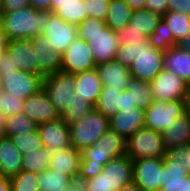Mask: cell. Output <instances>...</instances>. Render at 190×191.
Masks as SVG:
<instances>
[{"mask_svg":"<svg viewBox=\"0 0 190 191\" xmlns=\"http://www.w3.org/2000/svg\"><path fill=\"white\" fill-rule=\"evenodd\" d=\"M115 60L127 66L132 77L147 82L163 70V51L152 47L148 38L142 43L120 45Z\"/></svg>","mask_w":190,"mask_h":191,"instance_id":"obj_1","label":"cell"},{"mask_svg":"<svg viewBox=\"0 0 190 191\" xmlns=\"http://www.w3.org/2000/svg\"><path fill=\"white\" fill-rule=\"evenodd\" d=\"M126 154V139L110 128L92 146L81 151L80 172L82 182L95 177L112 158Z\"/></svg>","mask_w":190,"mask_h":191,"instance_id":"obj_2","label":"cell"},{"mask_svg":"<svg viewBox=\"0 0 190 191\" xmlns=\"http://www.w3.org/2000/svg\"><path fill=\"white\" fill-rule=\"evenodd\" d=\"M77 38L89 43L96 65L114 60L120 43L104 21L87 17L77 25Z\"/></svg>","mask_w":190,"mask_h":191,"instance_id":"obj_3","label":"cell"},{"mask_svg":"<svg viewBox=\"0 0 190 191\" xmlns=\"http://www.w3.org/2000/svg\"><path fill=\"white\" fill-rule=\"evenodd\" d=\"M50 11L25 8L1 14V22L6 40L32 39L43 34L50 23Z\"/></svg>","mask_w":190,"mask_h":191,"instance_id":"obj_4","label":"cell"},{"mask_svg":"<svg viewBox=\"0 0 190 191\" xmlns=\"http://www.w3.org/2000/svg\"><path fill=\"white\" fill-rule=\"evenodd\" d=\"M133 182V164L126 154L112 158L93 178L82 181L84 191H119Z\"/></svg>","mask_w":190,"mask_h":191,"instance_id":"obj_5","label":"cell"},{"mask_svg":"<svg viewBox=\"0 0 190 191\" xmlns=\"http://www.w3.org/2000/svg\"><path fill=\"white\" fill-rule=\"evenodd\" d=\"M109 128V118L94 108L70 125L71 146L82 151L94 145Z\"/></svg>","mask_w":190,"mask_h":191,"instance_id":"obj_6","label":"cell"},{"mask_svg":"<svg viewBox=\"0 0 190 191\" xmlns=\"http://www.w3.org/2000/svg\"><path fill=\"white\" fill-rule=\"evenodd\" d=\"M126 155L132 161L146 157L164 158L163 135L146 127L140 128L126 140Z\"/></svg>","mask_w":190,"mask_h":191,"instance_id":"obj_7","label":"cell"},{"mask_svg":"<svg viewBox=\"0 0 190 191\" xmlns=\"http://www.w3.org/2000/svg\"><path fill=\"white\" fill-rule=\"evenodd\" d=\"M76 80L74 74L60 70L43 78L42 88L61 116L75 94Z\"/></svg>","mask_w":190,"mask_h":191,"instance_id":"obj_8","label":"cell"},{"mask_svg":"<svg viewBox=\"0 0 190 191\" xmlns=\"http://www.w3.org/2000/svg\"><path fill=\"white\" fill-rule=\"evenodd\" d=\"M185 112L183 101H159L154 102L145 110L144 127L163 133L173 125L176 118Z\"/></svg>","mask_w":190,"mask_h":191,"instance_id":"obj_9","label":"cell"},{"mask_svg":"<svg viewBox=\"0 0 190 191\" xmlns=\"http://www.w3.org/2000/svg\"><path fill=\"white\" fill-rule=\"evenodd\" d=\"M37 130L42 144L46 147L50 157L61 153L64 148L71 146L70 125L61 117L54 121L37 125Z\"/></svg>","mask_w":190,"mask_h":191,"instance_id":"obj_10","label":"cell"},{"mask_svg":"<svg viewBox=\"0 0 190 191\" xmlns=\"http://www.w3.org/2000/svg\"><path fill=\"white\" fill-rule=\"evenodd\" d=\"M3 91L26 100L42 88L43 78L22 70L0 72Z\"/></svg>","mask_w":190,"mask_h":191,"instance_id":"obj_11","label":"cell"},{"mask_svg":"<svg viewBox=\"0 0 190 191\" xmlns=\"http://www.w3.org/2000/svg\"><path fill=\"white\" fill-rule=\"evenodd\" d=\"M133 182L142 191L161 190V170L164 158L146 157L132 161Z\"/></svg>","mask_w":190,"mask_h":191,"instance_id":"obj_12","label":"cell"},{"mask_svg":"<svg viewBox=\"0 0 190 191\" xmlns=\"http://www.w3.org/2000/svg\"><path fill=\"white\" fill-rule=\"evenodd\" d=\"M154 100L183 101L188 84L170 70H163L150 82Z\"/></svg>","mask_w":190,"mask_h":191,"instance_id":"obj_13","label":"cell"},{"mask_svg":"<svg viewBox=\"0 0 190 191\" xmlns=\"http://www.w3.org/2000/svg\"><path fill=\"white\" fill-rule=\"evenodd\" d=\"M61 70L77 74L96 67L89 43L76 38L62 54Z\"/></svg>","mask_w":190,"mask_h":191,"instance_id":"obj_14","label":"cell"},{"mask_svg":"<svg viewBox=\"0 0 190 191\" xmlns=\"http://www.w3.org/2000/svg\"><path fill=\"white\" fill-rule=\"evenodd\" d=\"M33 51L38 58L37 75L42 78L55 74L61 70L62 54L55 51L48 44V39L44 34H40L30 39Z\"/></svg>","mask_w":190,"mask_h":191,"instance_id":"obj_15","label":"cell"},{"mask_svg":"<svg viewBox=\"0 0 190 191\" xmlns=\"http://www.w3.org/2000/svg\"><path fill=\"white\" fill-rule=\"evenodd\" d=\"M43 34L48 39V44L51 48L63 54L68 46L77 38V25L67 23L52 13L50 15V23Z\"/></svg>","mask_w":190,"mask_h":191,"instance_id":"obj_16","label":"cell"},{"mask_svg":"<svg viewBox=\"0 0 190 191\" xmlns=\"http://www.w3.org/2000/svg\"><path fill=\"white\" fill-rule=\"evenodd\" d=\"M23 113L37 125L54 121L61 117L43 88L24 101Z\"/></svg>","mask_w":190,"mask_h":191,"instance_id":"obj_17","label":"cell"},{"mask_svg":"<svg viewBox=\"0 0 190 191\" xmlns=\"http://www.w3.org/2000/svg\"><path fill=\"white\" fill-rule=\"evenodd\" d=\"M160 191H190V174L182 163L164 159Z\"/></svg>","mask_w":190,"mask_h":191,"instance_id":"obj_18","label":"cell"},{"mask_svg":"<svg viewBox=\"0 0 190 191\" xmlns=\"http://www.w3.org/2000/svg\"><path fill=\"white\" fill-rule=\"evenodd\" d=\"M145 111L137 106L120 109L109 118L110 129L117 132L124 139H128L137 130L144 127Z\"/></svg>","mask_w":190,"mask_h":191,"instance_id":"obj_19","label":"cell"},{"mask_svg":"<svg viewBox=\"0 0 190 191\" xmlns=\"http://www.w3.org/2000/svg\"><path fill=\"white\" fill-rule=\"evenodd\" d=\"M6 50L18 70L37 75L38 58L29 39L7 40Z\"/></svg>","mask_w":190,"mask_h":191,"instance_id":"obj_20","label":"cell"},{"mask_svg":"<svg viewBox=\"0 0 190 191\" xmlns=\"http://www.w3.org/2000/svg\"><path fill=\"white\" fill-rule=\"evenodd\" d=\"M95 69L100 77L102 87L114 88L119 91L128 87L132 77L129 68L115 59L100 63L96 65Z\"/></svg>","mask_w":190,"mask_h":191,"instance_id":"obj_21","label":"cell"},{"mask_svg":"<svg viewBox=\"0 0 190 191\" xmlns=\"http://www.w3.org/2000/svg\"><path fill=\"white\" fill-rule=\"evenodd\" d=\"M163 68L170 70L190 84V52L179 45L163 51Z\"/></svg>","mask_w":190,"mask_h":191,"instance_id":"obj_22","label":"cell"},{"mask_svg":"<svg viewBox=\"0 0 190 191\" xmlns=\"http://www.w3.org/2000/svg\"><path fill=\"white\" fill-rule=\"evenodd\" d=\"M22 170V154L10 137L0 138V175L11 178Z\"/></svg>","mask_w":190,"mask_h":191,"instance_id":"obj_23","label":"cell"},{"mask_svg":"<svg viewBox=\"0 0 190 191\" xmlns=\"http://www.w3.org/2000/svg\"><path fill=\"white\" fill-rule=\"evenodd\" d=\"M76 80L75 94L87 99L94 107L102 90V83L97 70L91 69L74 74Z\"/></svg>","mask_w":190,"mask_h":191,"instance_id":"obj_24","label":"cell"},{"mask_svg":"<svg viewBox=\"0 0 190 191\" xmlns=\"http://www.w3.org/2000/svg\"><path fill=\"white\" fill-rule=\"evenodd\" d=\"M80 163L81 151L69 146L64 148L61 153H57L51 157L50 169L65 173L74 181L78 178Z\"/></svg>","mask_w":190,"mask_h":191,"instance_id":"obj_25","label":"cell"},{"mask_svg":"<svg viewBox=\"0 0 190 191\" xmlns=\"http://www.w3.org/2000/svg\"><path fill=\"white\" fill-rule=\"evenodd\" d=\"M162 135L166 149L190 144V115L184 112Z\"/></svg>","mask_w":190,"mask_h":191,"instance_id":"obj_26","label":"cell"},{"mask_svg":"<svg viewBox=\"0 0 190 191\" xmlns=\"http://www.w3.org/2000/svg\"><path fill=\"white\" fill-rule=\"evenodd\" d=\"M85 0H71L67 2H56L51 7V12L62 18L67 23L79 25L87 18L85 12Z\"/></svg>","mask_w":190,"mask_h":191,"instance_id":"obj_27","label":"cell"},{"mask_svg":"<svg viewBox=\"0 0 190 191\" xmlns=\"http://www.w3.org/2000/svg\"><path fill=\"white\" fill-rule=\"evenodd\" d=\"M132 11L124 0H109L105 24L115 32L129 24Z\"/></svg>","mask_w":190,"mask_h":191,"instance_id":"obj_28","label":"cell"},{"mask_svg":"<svg viewBox=\"0 0 190 191\" xmlns=\"http://www.w3.org/2000/svg\"><path fill=\"white\" fill-rule=\"evenodd\" d=\"M162 16L148 9L133 10L129 21V27L142 31L147 37L155 32Z\"/></svg>","mask_w":190,"mask_h":191,"instance_id":"obj_29","label":"cell"},{"mask_svg":"<svg viewBox=\"0 0 190 191\" xmlns=\"http://www.w3.org/2000/svg\"><path fill=\"white\" fill-rule=\"evenodd\" d=\"M122 91L114 88L102 87L95 109L107 118L116 115L121 108Z\"/></svg>","mask_w":190,"mask_h":191,"instance_id":"obj_30","label":"cell"},{"mask_svg":"<svg viewBox=\"0 0 190 191\" xmlns=\"http://www.w3.org/2000/svg\"><path fill=\"white\" fill-rule=\"evenodd\" d=\"M37 182L39 191H64L73 180L65 173L47 169L38 174Z\"/></svg>","mask_w":190,"mask_h":191,"instance_id":"obj_31","label":"cell"},{"mask_svg":"<svg viewBox=\"0 0 190 191\" xmlns=\"http://www.w3.org/2000/svg\"><path fill=\"white\" fill-rule=\"evenodd\" d=\"M173 38L178 43L190 32V16L178 11H168L162 16Z\"/></svg>","mask_w":190,"mask_h":191,"instance_id":"obj_32","label":"cell"},{"mask_svg":"<svg viewBox=\"0 0 190 191\" xmlns=\"http://www.w3.org/2000/svg\"><path fill=\"white\" fill-rule=\"evenodd\" d=\"M126 89L132 91L133 102L144 111L154 102L150 82L131 77Z\"/></svg>","mask_w":190,"mask_h":191,"instance_id":"obj_33","label":"cell"},{"mask_svg":"<svg viewBox=\"0 0 190 191\" xmlns=\"http://www.w3.org/2000/svg\"><path fill=\"white\" fill-rule=\"evenodd\" d=\"M51 157L48 155L46 147L43 146L32 153L22 155V170L40 174L44 170L50 169Z\"/></svg>","mask_w":190,"mask_h":191,"instance_id":"obj_34","label":"cell"},{"mask_svg":"<svg viewBox=\"0 0 190 191\" xmlns=\"http://www.w3.org/2000/svg\"><path fill=\"white\" fill-rule=\"evenodd\" d=\"M94 108L95 107L87 99L74 94V97H72L70 104H68V107L61 115V118L68 125H72Z\"/></svg>","mask_w":190,"mask_h":191,"instance_id":"obj_35","label":"cell"},{"mask_svg":"<svg viewBox=\"0 0 190 191\" xmlns=\"http://www.w3.org/2000/svg\"><path fill=\"white\" fill-rule=\"evenodd\" d=\"M36 129L37 124L24 113L6 117L7 136L26 134Z\"/></svg>","mask_w":190,"mask_h":191,"instance_id":"obj_36","label":"cell"},{"mask_svg":"<svg viewBox=\"0 0 190 191\" xmlns=\"http://www.w3.org/2000/svg\"><path fill=\"white\" fill-rule=\"evenodd\" d=\"M152 47L161 51H166L172 46L178 45L176 40L173 38L168 25L162 19L155 29V32L148 37Z\"/></svg>","mask_w":190,"mask_h":191,"instance_id":"obj_37","label":"cell"},{"mask_svg":"<svg viewBox=\"0 0 190 191\" xmlns=\"http://www.w3.org/2000/svg\"><path fill=\"white\" fill-rule=\"evenodd\" d=\"M8 137H10L11 141L15 144L22 155L32 153L33 151L43 147L42 140L40 139L37 129L26 134L22 133L21 135H13Z\"/></svg>","mask_w":190,"mask_h":191,"instance_id":"obj_38","label":"cell"},{"mask_svg":"<svg viewBox=\"0 0 190 191\" xmlns=\"http://www.w3.org/2000/svg\"><path fill=\"white\" fill-rule=\"evenodd\" d=\"M37 178V173L21 170L10 178L11 191H39Z\"/></svg>","mask_w":190,"mask_h":191,"instance_id":"obj_39","label":"cell"},{"mask_svg":"<svg viewBox=\"0 0 190 191\" xmlns=\"http://www.w3.org/2000/svg\"><path fill=\"white\" fill-rule=\"evenodd\" d=\"M24 99L11 93L2 91L0 93V110L8 117L23 113Z\"/></svg>","mask_w":190,"mask_h":191,"instance_id":"obj_40","label":"cell"},{"mask_svg":"<svg viewBox=\"0 0 190 191\" xmlns=\"http://www.w3.org/2000/svg\"><path fill=\"white\" fill-rule=\"evenodd\" d=\"M116 36L120 45H131V43H142L148 37L142 32L135 28H130L126 25L119 30L115 31Z\"/></svg>","mask_w":190,"mask_h":191,"instance_id":"obj_41","label":"cell"},{"mask_svg":"<svg viewBox=\"0 0 190 191\" xmlns=\"http://www.w3.org/2000/svg\"><path fill=\"white\" fill-rule=\"evenodd\" d=\"M109 0H85V12L87 17L101 21L106 20L108 14Z\"/></svg>","mask_w":190,"mask_h":191,"instance_id":"obj_42","label":"cell"},{"mask_svg":"<svg viewBox=\"0 0 190 191\" xmlns=\"http://www.w3.org/2000/svg\"><path fill=\"white\" fill-rule=\"evenodd\" d=\"M164 159H174L176 162L182 163L190 174V144L166 149Z\"/></svg>","mask_w":190,"mask_h":191,"instance_id":"obj_43","label":"cell"},{"mask_svg":"<svg viewBox=\"0 0 190 191\" xmlns=\"http://www.w3.org/2000/svg\"><path fill=\"white\" fill-rule=\"evenodd\" d=\"M30 0H0V13H9L29 6Z\"/></svg>","mask_w":190,"mask_h":191,"instance_id":"obj_44","label":"cell"},{"mask_svg":"<svg viewBox=\"0 0 190 191\" xmlns=\"http://www.w3.org/2000/svg\"><path fill=\"white\" fill-rule=\"evenodd\" d=\"M145 8L163 16L168 12L167 0H147Z\"/></svg>","mask_w":190,"mask_h":191,"instance_id":"obj_45","label":"cell"},{"mask_svg":"<svg viewBox=\"0 0 190 191\" xmlns=\"http://www.w3.org/2000/svg\"><path fill=\"white\" fill-rule=\"evenodd\" d=\"M168 11H178L190 16V0H167Z\"/></svg>","mask_w":190,"mask_h":191,"instance_id":"obj_46","label":"cell"},{"mask_svg":"<svg viewBox=\"0 0 190 191\" xmlns=\"http://www.w3.org/2000/svg\"><path fill=\"white\" fill-rule=\"evenodd\" d=\"M29 6L38 11L51 12V0H30Z\"/></svg>","mask_w":190,"mask_h":191,"instance_id":"obj_47","label":"cell"},{"mask_svg":"<svg viewBox=\"0 0 190 191\" xmlns=\"http://www.w3.org/2000/svg\"><path fill=\"white\" fill-rule=\"evenodd\" d=\"M136 106V102H133L132 91L127 89L122 91V102L120 109H127Z\"/></svg>","mask_w":190,"mask_h":191,"instance_id":"obj_48","label":"cell"},{"mask_svg":"<svg viewBox=\"0 0 190 191\" xmlns=\"http://www.w3.org/2000/svg\"><path fill=\"white\" fill-rule=\"evenodd\" d=\"M12 60H13L12 57L8 53H6L0 66V72L18 70L16 64H14Z\"/></svg>","mask_w":190,"mask_h":191,"instance_id":"obj_49","label":"cell"},{"mask_svg":"<svg viewBox=\"0 0 190 191\" xmlns=\"http://www.w3.org/2000/svg\"><path fill=\"white\" fill-rule=\"evenodd\" d=\"M132 10L144 9L147 0H124Z\"/></svg>","mask_w":190,"mask_h":191,"instance_id":"obj_50","label":"cell"},{"mask_svg":"<svg viewBox=\"0 0 190 191\" xmlns=\"http://www.w3.org/2000/svg\"><path fill=\"white\" fill-rule=\"evenodd\" d=\"M6 115L0 110V138L6 137Z\"/></svg>","mask_w":190,"mask_h":191,"instance_id":"obj_51","label":"cell"},{"mask_svg":"<svg viewBox=\"0 0 190 191\" xmlns=\"http://www.w3.org/2000/svg\"><path fill=\"white\" fill-rule=\"evenodd\" d=\"M0 191H11L10 178L0 175Z\"/></svg>","mask_w":190,"mask_h":191,"instance_id":"obj_52","label":"cell"},{"mask_svg":"<svg viewBox=\"0 0 190 191\" xmlns=\"http://www.w3.org/2000/svg\"><path fill=\"white\" fill-rule=\"evenodd\" d=\"M64 191H84L82 182L74 180Z\"/></svg>","mask_w":190,"mask_h":191,"instance_id":"obj_53","label":"cell"},{"mask_svg":"<svg viewBox=\"0 0 190 191\" xmlns=\"http://www.w3.org/2000/svg\"><path fill=\"white\" fill-rule=\"evenodd\" d=\"M185 112L190 115V84L187 86L186 94L183 98Z\"/></svg>","mask_w":190,"mask_h":191,"instance_id":"obj_54","label":"cell"},{"mask_svg":"<svg viewBox=\"0 0 190 191\" xmlns=\"http://www.w3.org/2000/svg\"><path fill=\"white\" fill-rule=\"evenodd\" d=\"M178 45L190 52V32L187 36H185L181 41L178 42Z\"/></svg>","mask_w":190,"mask_h":191,"instance_id":"obj_55","label":"cell"},{"mask_svg":"<svg viewBox=\"0 0 190 191\" xmlns=\"http://www.w3.org/2000/svg\"><path fill=\"white\" fill-rule=\"evenodd\" d=\"M119 191H142V190L135 182H131L122 187Z\"/></svg>","mask_w":190,"mask_h":191,"instance_id":"obj_56","label":"cell"},{"mask_svg":"<svg viewBox=\"0 0 190 191\" xmlns=\"http://www.w3.org/2000/svg\"><path fill=\"white\" fill-rule=\"evenodd\" d=\"M7 53L6 50V42H0V66L2 64V61Z\"/></svg>","mask_w":190,"mask_h":191,"instance_id":"obj_57","label":"cell"},{"mask_svg":"<svg viewBox=\"0 0 190 191\" xmlns=\"http://www.w3.org/2000/svg\"><path fill=\"white\" fill-rule=\"evenodd\" d=\"M0 42H7L5 35H4L2 22H1V13H0Z\"/></svg>","mask_w":190,"mask_h":191,"instance_id":"obj_58","label":"cell"},{"mask_svg":"<svg viewBox=\"0 0 190 191\" xmlns=\"http://www.w3.org/2000/svg\"><path fill=\"white\" fill-rule=\"evenodd\" d=\"M71 0H51V7L56 3V2H67Z\"/></svg>","mask_w":190,"mask_h":191,"instance_id":"obj_59","label":"cell"},{"mask_svg":"<svg viewBox=\"0 0 190 191\" xmlns=\"http://www.w3.org/2000/svg\"><path fill=\"white\" fill-rule=\"evenodd\" d=\"M3 91V83H2V78L0 76V93Z\"/></svg>","mask_w":190,"mask_h":191,"instance_id":"obj_60","label":"cell"}]
</instances>
